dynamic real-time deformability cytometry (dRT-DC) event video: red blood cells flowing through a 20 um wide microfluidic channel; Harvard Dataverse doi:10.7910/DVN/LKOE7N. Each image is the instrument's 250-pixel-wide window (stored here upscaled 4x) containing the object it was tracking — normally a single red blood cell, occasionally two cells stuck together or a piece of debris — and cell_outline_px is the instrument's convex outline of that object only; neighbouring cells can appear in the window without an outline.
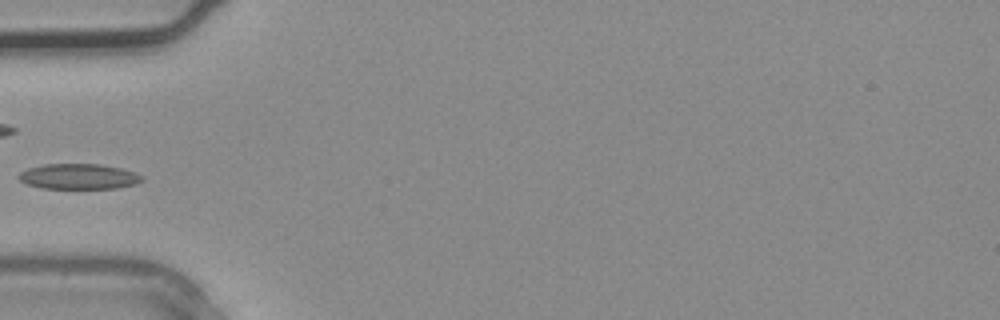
{"species": "common noctule bat (a hibernating species)", "species_latin": "Nyctalus noctula", "temperature_condition": "warm", "stored_images_in_passage": 2, "camera_frame_rate_fps": 3000, "um_per_image_px": 0.085, "animal": {"sex": "male", "body_mass_g": 20.4}, "frame": {"image": 1, "passage_image": 2, "time_ms": 0.333, "image_size_px": [1000, 320], "cell_outline_px": [[144, 180], [136, 184], [116, 188], [40, 188], [28, 184], [20, 180], [16, 176], [20, 172], [28, 168], [44, 164], [100, 164], [120, 168], [144, 176]], "centroid_in_image_um": [6.68, 15.0], "position_along_channel_um": 78.3, "area_um2": 18.21}}